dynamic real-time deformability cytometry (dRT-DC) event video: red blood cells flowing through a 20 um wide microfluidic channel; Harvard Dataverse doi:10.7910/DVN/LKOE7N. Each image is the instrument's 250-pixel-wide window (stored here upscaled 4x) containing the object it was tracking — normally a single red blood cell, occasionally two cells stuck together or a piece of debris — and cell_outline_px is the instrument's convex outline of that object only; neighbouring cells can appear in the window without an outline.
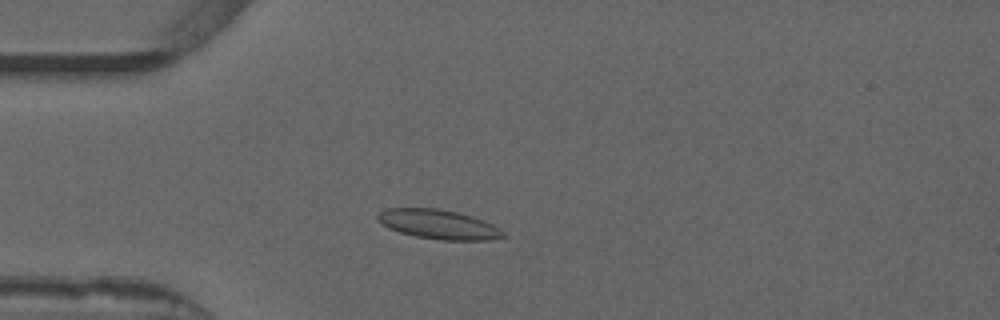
{"species": "common noctule bat (a hibernating species)", "species_latin": "Nyctalus noctula", "temperature_condition": "warm", "stored_images_in_passage": 33, "camera_frame_rate_fps": 3000, "um_per_image_px": 0.085, "animal": {"sex": "male", "forearm_length_mm": 52.5}, "frame": {"image": 1, "passage_image": 10, "time_ms": 3.0, "image_size_px": [1000, 320], "cell_outline_px": [[508, 236], [488, 240], [440, 240], [416, 236], [400, 232], [388, 228], [376, 216], [380, 212], [388, 208], [436, 208], [456, 212], [472, 216], [484, 220], [500, 228]], "centroid_in_image_um": [37.32, 19.07], "position_along_channel_um": 47.7, "area_um2": 21.39}}
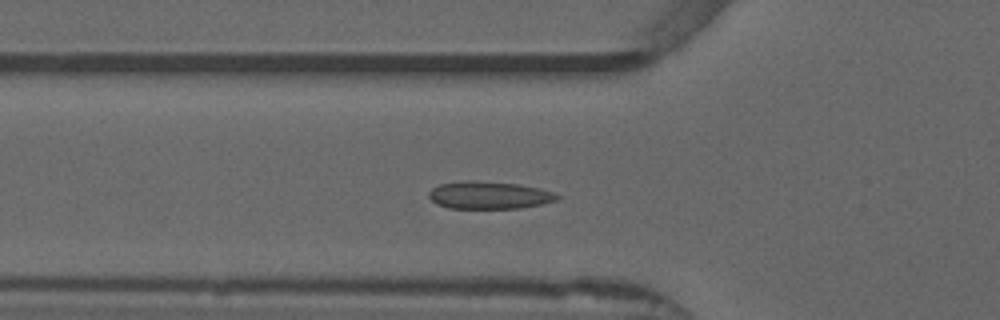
{"frame": {"image": 2, "passage_image": 14, "time_ms": 4.333, "image_size_px": [1000, 320], "cell_outline_px": [[560, 196], [556, 200], [540, 204], [520, 208], [448, 208], [436, 204], [428, 196], [428, 192], [432, 188], [440, 184], [460, 180], [476, 180], [516, 184], [540, 188], [552, 192]], "centroid_in_image_um": [41.52, 16.58], "position_along_channel_um": 84.3, "area_um2": 20.58}}
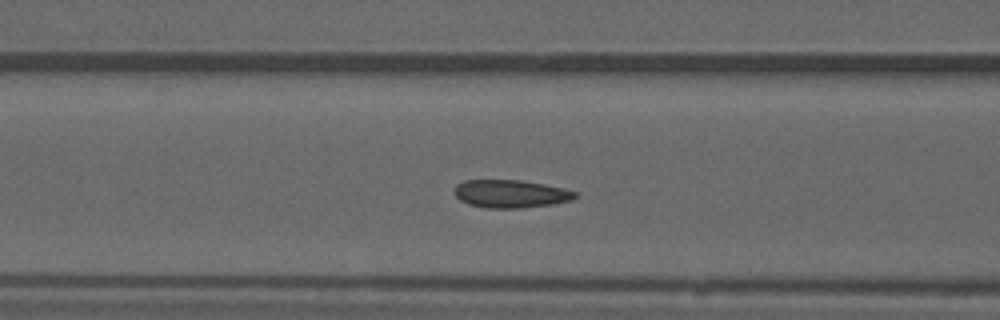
{"frame": {"image": 3, "passage_image": 17, "time_ms": 5.333, "image_size_px": [1000, 320], "cell_outline_px": [[580, 196], [572, 200], [552, 204], [520, 208], [488, 208], [468, 204], [460, 200], [452, 192], [456, 184], [464, 180], [520, 180], [544, 184], [564, 188], [580, 192]], "centroid_in_image_um": [43.43, 16.47], "position_along_channel_um": 123.2, "area_um2": 19.94}}